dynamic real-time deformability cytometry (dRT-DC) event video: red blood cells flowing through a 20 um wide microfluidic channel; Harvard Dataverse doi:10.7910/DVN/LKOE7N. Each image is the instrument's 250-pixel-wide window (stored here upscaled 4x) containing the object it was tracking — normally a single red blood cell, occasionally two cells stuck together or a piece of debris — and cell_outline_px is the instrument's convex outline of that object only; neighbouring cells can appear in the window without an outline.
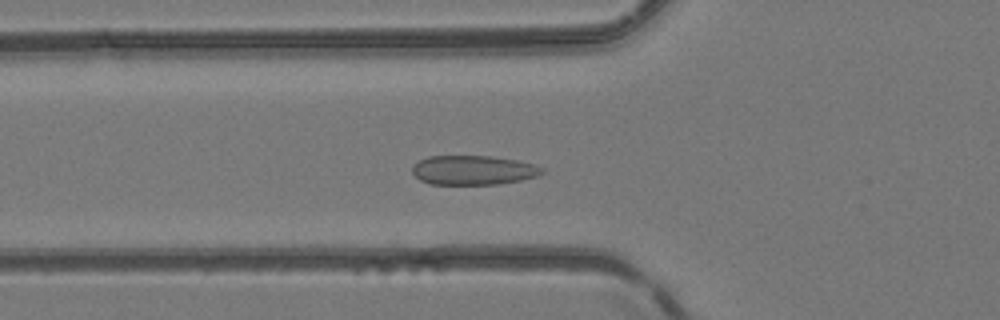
{"species": "common noctule bat (a hibernating species)", "species_latin": "Nyctalus noctula", "temperature_condition": "room temperature", "stored_images_in_passage": 49, "camera_frame_rate_fps": 3000, "um_per_image_px": 0.085, "animal": {"sex": "female", "body_mass_g": 24.6, "forearm_length_mm": 56.2}, "frame": {"image": 1, "passage_image": 18, "time_ms": 5.667, "image_size_px": [1000, 320], "cell_outline_px": [[544, 172], [540, 176], [520, 180], [496, 184], [432, 184], [420, 180], [412, 172], [412, 164], [428, 156], [492, 156], [516, 160], [536, 164], [544, 168]], "centroid_in_image_um": [40.25, 14.45], "position_along_channel_um": 85.5, "area_um2": 22.31}}
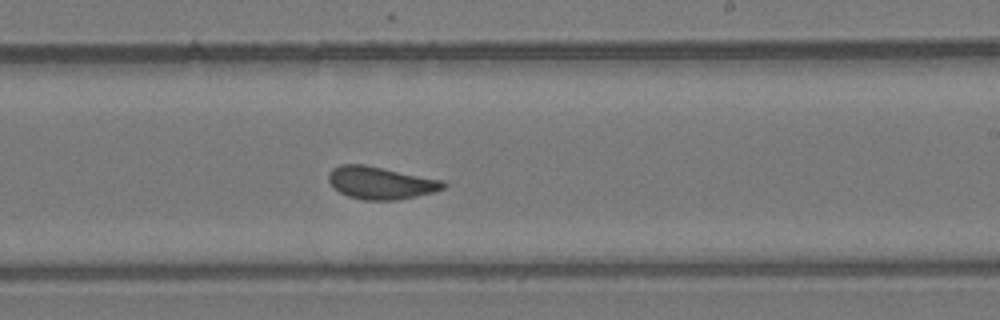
{"frame": {"image": 2, "passage_image": 30, "time_ms": 9.667, "image_size_px": [1000, 320], "cell_outline_px": [[448, 184], [444, 188], [432, 192], [416, 196], [396, 200], [364, 200], [348, 196], [332, 188], [328, 180], [328, 176], [332, 168], [340, 164], [364, 164], [444, 180]], "centroid_in_image_um": [32.34, 15.53], "position_along_channel_um": 256.7, "area_um2": 21.85}}
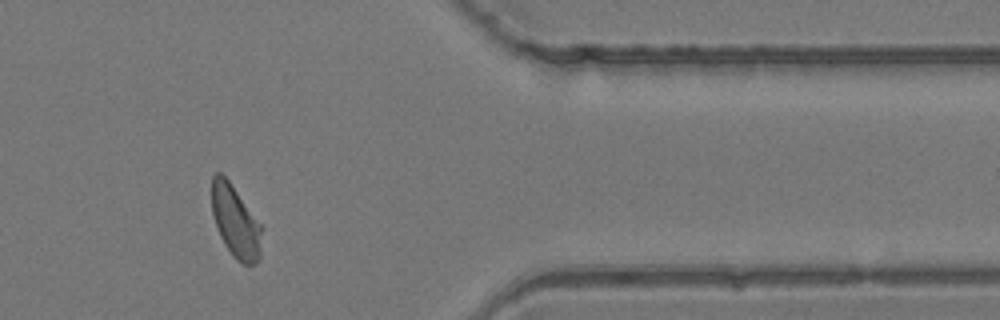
{"frame": {"image": 3, "passage_image": 41, "time_ms": 13.333, "image_size_px": [1000, 320], "cell_outline_px": [[264, 228], [260, 260], [256, 264], [240, 264], [232, 256], [224, 244], [220, 236], [212, 212], [212, 176], [216, 172], [220, 172], [228, 180]], "centroid_in_image_um": [20.06, 18.9], "position_along_channel_um": 391.3, "area_um2": 21.27}}